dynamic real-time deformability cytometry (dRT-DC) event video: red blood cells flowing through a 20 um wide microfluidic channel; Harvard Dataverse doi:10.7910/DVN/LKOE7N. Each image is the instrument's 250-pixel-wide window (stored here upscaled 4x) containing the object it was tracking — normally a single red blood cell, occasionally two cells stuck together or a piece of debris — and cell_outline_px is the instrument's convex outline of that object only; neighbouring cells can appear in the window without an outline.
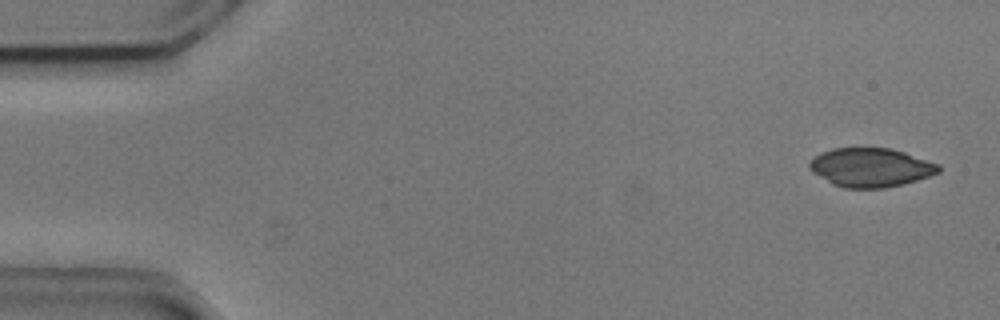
{"species": "common noctule bat (a hibernating species)", "species_latin": "Nyctalus noctula", "temperature_condition": "cold", "stored_images_in_passage": 53, "camera_frame_rate_fps": 3000, "um_per_image_px": 0.085, "animal": {"sex": "male", "body_mass_g": 20.5, "forearm_length_mm": 52.5}, "frame": {"image": 1, "passage_image": 2, "time_ms": 0.333, "image_size_px": [1000, 320], "cell_outline_px": [[940, 172], [904, 184], [884, 188], [844, 188], [832, 184], [812, 172], [808, 168], [808, 164], [820, 152], [832, 148], [892, 148], [940, 164]], "centroid_in_image_um": [74.0, 14.23], "position_along_channel_um": 11.0, "area_um2": 29.3}}
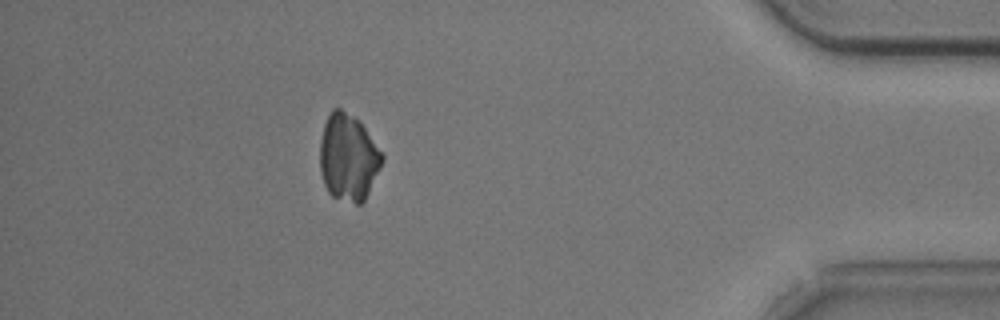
{"frame": {"image": 2, "passage_image": 47, "time_ms": 15.333, "image_size_px": [1000, 320], "cell_outline_px": [[384, 160], [364, 200], [360, 204], [356, 204], [332, 196], [328, 192], [324, 184], [320, 172], [320, 140], [324, 124], [332, 108], [340, 108], [360, 120], [384, 156]], "centroid_in_image_um": [29.59, 13.36], "position_along_channel_um": 405.6, "area_um2": 31.44}}